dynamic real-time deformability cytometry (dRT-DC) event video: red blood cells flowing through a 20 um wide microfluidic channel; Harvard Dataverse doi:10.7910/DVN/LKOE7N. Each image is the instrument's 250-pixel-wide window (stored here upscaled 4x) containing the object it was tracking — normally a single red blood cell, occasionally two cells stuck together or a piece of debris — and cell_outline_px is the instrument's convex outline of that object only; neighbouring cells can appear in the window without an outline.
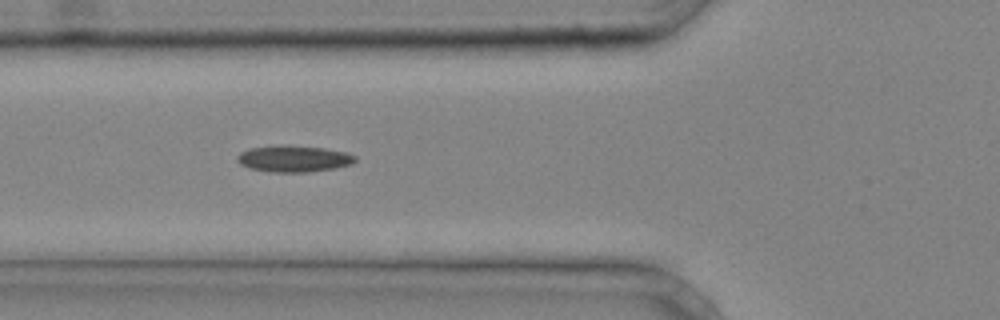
{"species": "common noctule bat (a hibernating species)", "species_latin": "Nyctalus noctula", "temperature_condition": "cold", "stored_images_in_passage": 30, "camera_frame_rate_fps": 3000, "um_per_image_px": 0.085, "animal": {"sex": "male", "body_mass_g": 20.4}, "frame": {"image": 1, "passage_image": 5, "time_ms": 1.333, "image_size_px": [1000, 320], "cell_outline_px": [[356, 160], [352, 164], [336, 168], [308, 172], [268, 172], [248, 168], [240, 164], [236, 160], [236, 156], [240, 152], [248, 148], [284, 144], [324, 148], [344, 152], [356, 156]], "centroid_in_image_um": [24.92, 13.49], "position_along_channel_um": 100.9, "area_um2": 18.5}}